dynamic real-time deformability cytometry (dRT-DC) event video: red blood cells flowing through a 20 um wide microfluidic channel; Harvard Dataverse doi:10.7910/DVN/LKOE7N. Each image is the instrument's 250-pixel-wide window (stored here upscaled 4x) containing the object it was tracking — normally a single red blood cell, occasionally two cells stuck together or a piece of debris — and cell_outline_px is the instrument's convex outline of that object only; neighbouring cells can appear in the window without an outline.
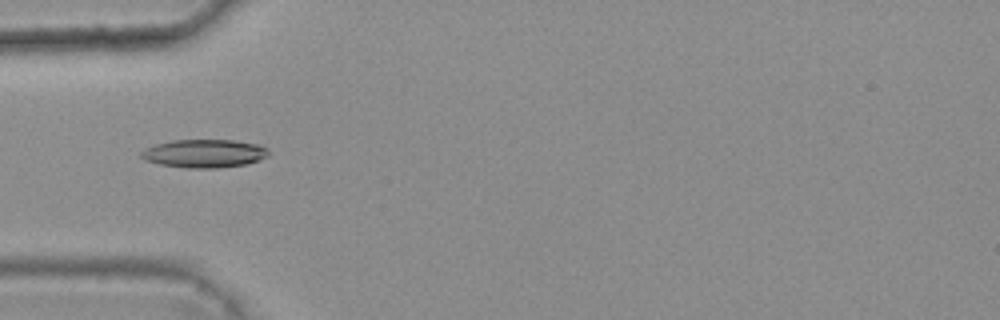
{"species": "common noctule bat (a hibernating species)", "species_latin": "Nyctalus noctula", "temperature_condition": "warm", "stored_images_in_passage": 6, "camera_frame_rate_fps": 3000, "um_per_image_px": 0.085, "animal": {"sex": "female", "body_mass_g": 25.1}, "frame": {"image": 1, "passage_image": 5, "time_ms": 1.333, "image_size_px": [1000, 320], "cell_outline_px": [[268, 156], [248, 164], [216, 168], [188, 168], [160, 164], [144, 160], [140, 156], [140, 152], [144, 148], [156, 144], [172, 140], [232, 140], [260, 144], [268, 148]], "centroid_in_image_um": [17.36, 13.04], "position_along_channel_um": 67.6, "area_um2": 21.1}}
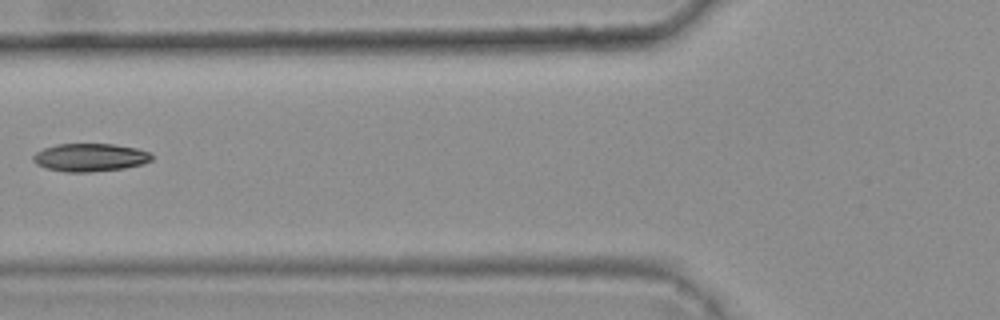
{"frame": {"image": 2, "passage_image": 6, "time_ms": 1.667, "image_size_px": [1000, 320], "cell_outline_px": [[152, 160], [144, 164], [124, 168], [92, 172], [64, 172], [48, 168], [36, 164], [32, 160], [32, 156], [36, 152], [44, 148], [56, 144], [112, 144], [136, 148], [148, 152], [152, 156]], "centroid_in_image_um": [7.64, 13.38], "position_along_channel_um": 118.2, "area_um2": 19.36}}